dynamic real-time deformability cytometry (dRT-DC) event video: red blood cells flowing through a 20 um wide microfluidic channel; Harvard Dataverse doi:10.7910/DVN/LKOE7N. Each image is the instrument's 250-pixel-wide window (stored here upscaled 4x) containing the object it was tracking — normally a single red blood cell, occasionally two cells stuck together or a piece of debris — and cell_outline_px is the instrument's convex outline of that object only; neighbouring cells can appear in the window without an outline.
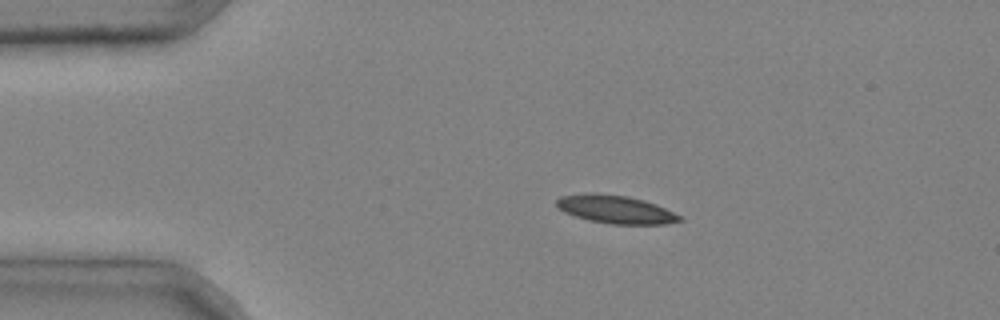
{"species": "common noctule bat (a hibernating species)", "species_latin": "Nyctalus noctula", "temperature_condition": "cold", "stored_images_in_passage": 2, "camera_frame_rate_fps": 3000, "um_per_image_px": 0.085, "animal": {"sex": "male", "body_mass_g": 20.4}, "frame": {"image": 1, "passage_image": 1, "time_ms": 0.0, "image_size_px": [1000, 320], "cell_outline_px": [[684, 220], [668, 224], [612, 224], [588, 220], [564, 212], [556, 204], [556, 200], [560, 196], [584, 192], [596, 192], [628, 196], [644, 200], [656, 204], [680, 216]], "centroid_in_image_um": [52.31, 17.78], "position_along_channel_um": 32.7, "area_um2": 20.29}}